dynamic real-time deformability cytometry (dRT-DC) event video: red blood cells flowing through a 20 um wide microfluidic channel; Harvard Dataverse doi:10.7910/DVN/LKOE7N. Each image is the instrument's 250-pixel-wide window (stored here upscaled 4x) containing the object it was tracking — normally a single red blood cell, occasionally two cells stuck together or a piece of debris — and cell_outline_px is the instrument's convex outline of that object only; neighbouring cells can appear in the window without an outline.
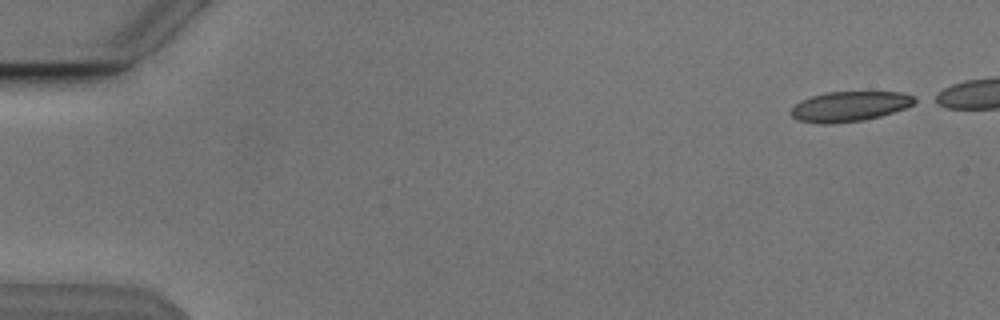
{"species": "Egyptian fruit bat (a non-hibernating species)", "species_latin": "Rousettus aegyptiacus", "temperature_condition": "cold", "stored_images_in_passage": 45, "camera_frame_rate_fps": 3000, "um_per_image_px": 0.085, "animal": {"sex": "male"}, "frame": {"image": 1, "passage_image": 1, "time_ms": 0.0, "image_size_px": [1000, 320], "cell_outline_px": [[920, 100], [904, 108], [880, 116], [864, 120], [828, 124], [824, 124], [800, 120], [792, 116], [788, 112], [800, 100], [824, 92], [904, 92], [916, 96]], "centroid_in_image_um": [72.24, 9.03], "position_along_channel_um": 12.8, "area_um2": 21.68}}
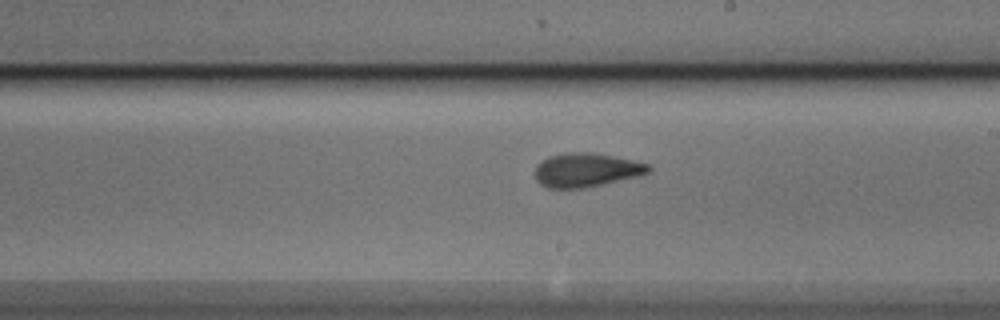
{"frame": {"image": 2, "passage_image": 29, "time_ms": 9.333, "image_size_px": [1000, 320], "cell_outline_px": [[652, 168], [648, 172], [636, 176], [604, 184], [584, 188], [548, 188], [540, 184], [536, 180], [536, 164], [540, 160], [548, 156], [564, 152], [592, 152], [632, 160], [648, 164]], "centroid_in_image_um": [49.78, 14.44], "position_along_channel_um": 239.2, "area_um2": 22.43}}
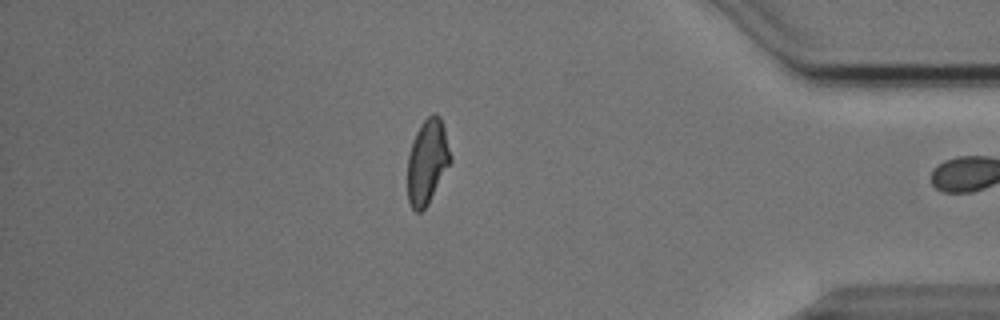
{"frame": {"image": 3, "passage_image": 44, "time_ms": 14.333, "image_size_px": [1000, 320], "cell_outline_px": [[452, 160], [428, 204], [420, 212], [416, 212], [412, 208], [408, 200], [408, 156], [416, 132], [420, 124], [432, 112], [436, 112], [440, 116], [444, 128], [452, 156]], "centroid_in_image_um": [36.33, 13.72], "position_along_channel_um": 398.9, "area_um2": 21.15}, "authors_computed_cell_mechanics": {"area_um2": 22.3686, "velocity_mm_per_s": 3.8472, "shape_relaxation_time_tau1_ms": 4.1019, "shape_relaxation_time_tau2_ms": 2.3451, "deformation_change_tau1": 0.1299, "deformation_change_tau2": 0.0896}}